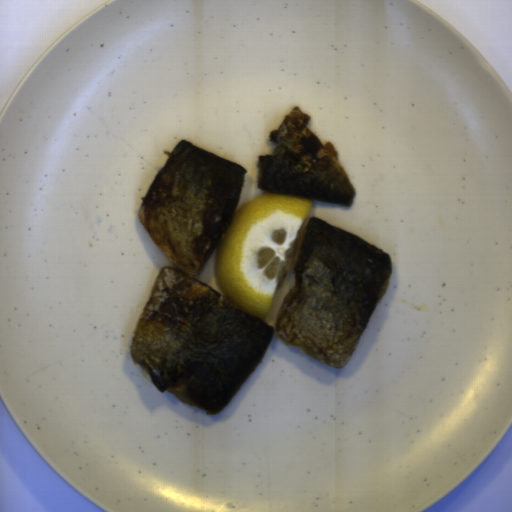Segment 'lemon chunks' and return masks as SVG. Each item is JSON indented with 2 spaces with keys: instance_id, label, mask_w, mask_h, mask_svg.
Segmentation results:
<instances>
[{
  "instance_id": "1",
  "label": "lemon chunks",
  "mask_w": 512,
  "mask_h": 512,
  "mask_svg": "<svg viewBox=\"0 0 512 512\" xmlns=\"http://www.w3.org/2000/svg\"><path fill=\"white\" fill-rule=\"evenodd\" d=\"M313 200L263 192L240 204L220 238L215 275L235 307L261 321L286 282Z\"/></svg>"
}]
</instances>
